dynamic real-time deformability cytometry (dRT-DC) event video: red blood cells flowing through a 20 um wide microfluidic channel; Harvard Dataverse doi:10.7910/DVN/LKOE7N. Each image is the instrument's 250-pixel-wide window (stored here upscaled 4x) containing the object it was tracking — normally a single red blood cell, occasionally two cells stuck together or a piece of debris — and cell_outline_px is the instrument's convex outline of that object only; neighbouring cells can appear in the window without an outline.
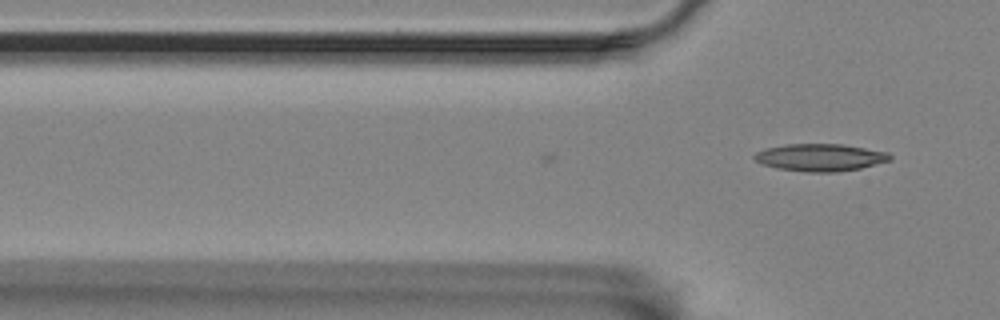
{"species": "Egyptian fruit bat (a non-hibernating species)", "species_latin": "Rousettus aegyptiacus", "temperature_condition": "room temperature", "stored_images_in_passage": 6, "camera_frame_rate_fps": 3000, "um_per_image_px": 0.085, "animal": {"sex": "female"}, "frame": {"image": 1, "passage_image": 6, "time_ms": 1.667, "image_size_px": [1000, 320], "cell_outline_px": [[892, 160], [860, 168], [836, 172], [808, 172], [780, 168], [764, 164], [756, 160], [752, 156], [756, 152], [768, 148], [788, 144], [844, 144], [888, 152], [892, 156]], "centroid_in_image_um": [69.78, 13.37], "position_along_channel_um": 56.0, "area_um2": 21.39}}